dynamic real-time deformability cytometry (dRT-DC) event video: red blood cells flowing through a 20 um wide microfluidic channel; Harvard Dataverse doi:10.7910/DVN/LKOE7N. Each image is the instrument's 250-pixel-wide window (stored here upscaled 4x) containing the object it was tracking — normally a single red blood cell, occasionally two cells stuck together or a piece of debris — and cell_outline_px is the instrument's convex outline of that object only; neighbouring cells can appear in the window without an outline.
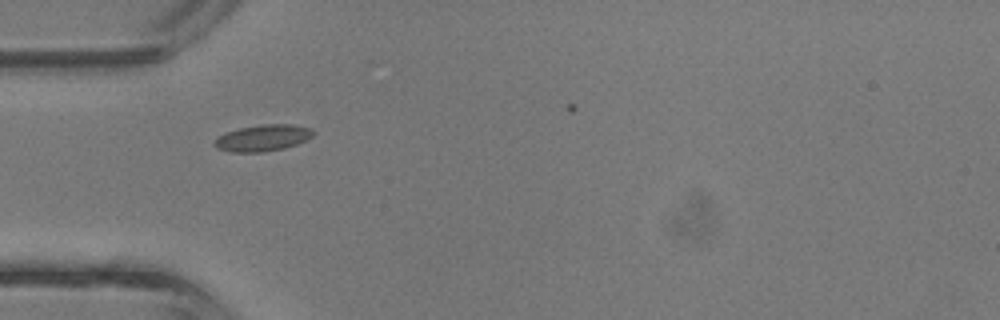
{"species": "common noctule bat (a hibernating species)", "species_latin": "Nyctalus noctula", "temperature_condition": "room temperature", "stored_images_in_passage": 3, "camera_frame_rate_fps": 3000, "um_per_image_px": 0.085, "animal": {"sex": "male", "body_mass_g": 13.3}, "frame": {"image": 1, "passage_image": 1, "time_ms": 0.0, "image_size_px": [1000, 320], "cell_outline_px": [[316, 132], [312, 136], [296, 144], [284, 148], [260, 152], [232, 152], [216, 148], [212, 144], [220, 136], [228, 132], [240, 128], [260, 124], [292, 124], [312, 128]], "centroid_in_image_um": [22.36, 11.71], "position_along_channel_um": 62.6, "area_um2": 15.09}}
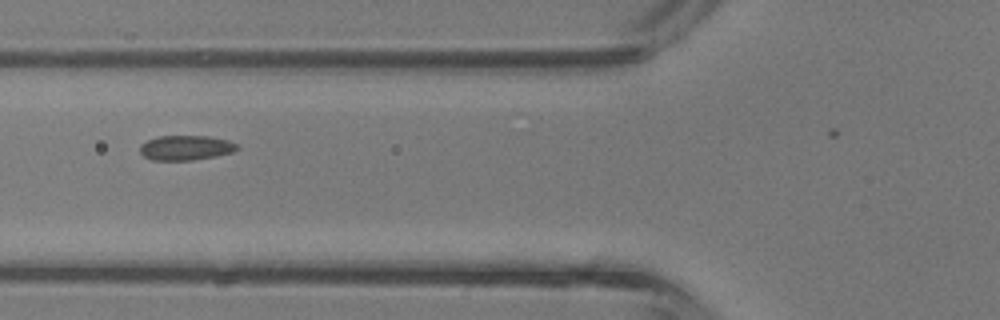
{"frame": {"image": 2, "passage_image": 2, "time_ms": 0.333, "image_size_px": [1000, 320], "cell_outline_px": [[240, 148], [232, 152], [216, 156], [192, 160], [152, 160], [144, 156], [140, 152], [140, 144], [148, 140], [160, 136], [208, 136], [228, 140], [236, 144]], "centroid_in_image_um": [15.79, 12.56], "position_along_channel_um": 110.0, "area_um2": 13.99}}